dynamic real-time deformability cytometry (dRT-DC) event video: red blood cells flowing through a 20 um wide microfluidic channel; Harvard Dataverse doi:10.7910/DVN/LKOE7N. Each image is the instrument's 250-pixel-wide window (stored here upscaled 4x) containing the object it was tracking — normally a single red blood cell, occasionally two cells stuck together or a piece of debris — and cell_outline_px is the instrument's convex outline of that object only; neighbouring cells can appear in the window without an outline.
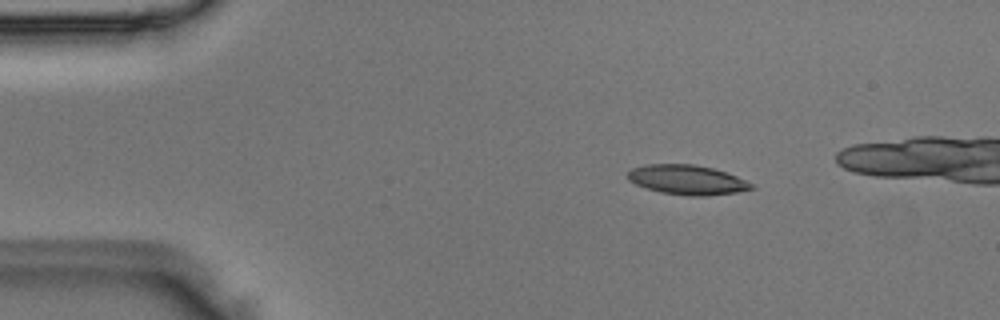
{"species": "Egyptian fruit bat (a non-hibernating species)", "species_latin": "Rousettus aegyptiacus", "temperature_condition": "room temperature", "stored_images_in_passage": 7, "camera_frame_rate_fps": 3000, "um_per_image_px": 0.085, "animal": {"sex": "male"}, "frame": {"image": 1, "passage_image": 3, "time_ms": 0.667, "image_size_px": [1000, 320], "cell_outline_px": [[756, 188], [736, 192], [704, 196], [688, 196], [660, 192], [636, 184], [628, 180], [628, 172], [632, 168], [644, 164], [696, 164], [712, 168], [736, 176], [752, 184]], "centroid_in_image_um": [58.39, 15.28], "position_along_channel_um": 26.6, "area_um2": 21.21}}
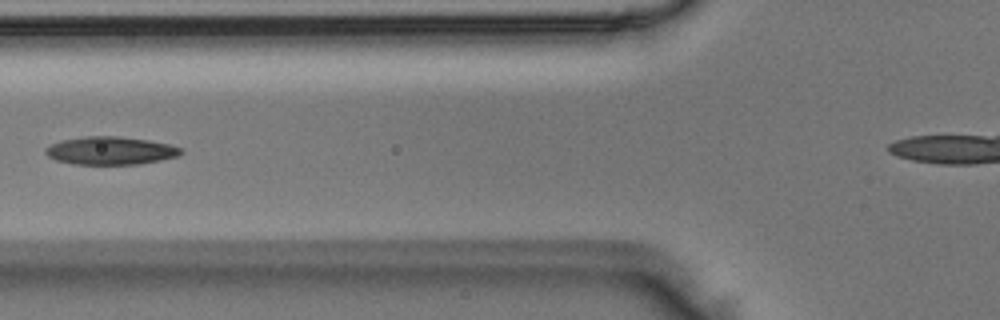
{"frame": {"image": 2, "passage_image": 6, "time_ms": 1.667, "image_size_px": [1000, 320], "cell_outline_px": [[184, 152], [180, 156], [160, 160], [136, 164], [72, 164], [56, 160], [48, 156], [44, 152], [44, 148], [60, 140], [84, 136], [120, 136], [148, 140], [172, 144], [180, 148]], "centroid_in_image_um": [9.4, 12.8], "position_along_channel_um": 116.4, "area_um2": 22.25}}